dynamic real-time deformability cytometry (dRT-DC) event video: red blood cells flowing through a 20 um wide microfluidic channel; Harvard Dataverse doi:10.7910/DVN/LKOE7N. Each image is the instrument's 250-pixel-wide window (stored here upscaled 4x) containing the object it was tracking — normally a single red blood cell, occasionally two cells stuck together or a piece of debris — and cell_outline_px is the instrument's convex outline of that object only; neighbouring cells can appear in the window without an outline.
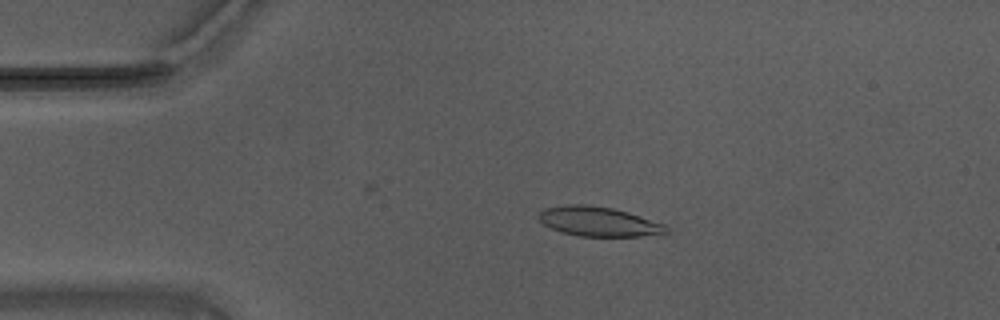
{"species": "Egyptian fruit bat (a non-hibernating species)", "species_latin": "Rousettus aegyptiacus", "temperature_condition": "warm", "stored_images_in_passage": 45, "camera_frame_rate_fps": 3000, "um_per_image_px": 0.085, "animal": {"sex": "male"}, "frame": {"image": 1, "passage_image": 11, "time_ms": 3.333, "image_size_px": [1000, 320], "cell_outline_px": [[668, 232], [640, 236], [576, 236], [560, 232], [544, 224], [536, 216], [544, 208], [568, 204], [584, 204], [612, 208], [628, 212], [664, 224], [668, 228]], "centroid_in_image_um": [50.83, 18.83], "position_along_channel_um": 34.2, "area_um2": 21.85}}
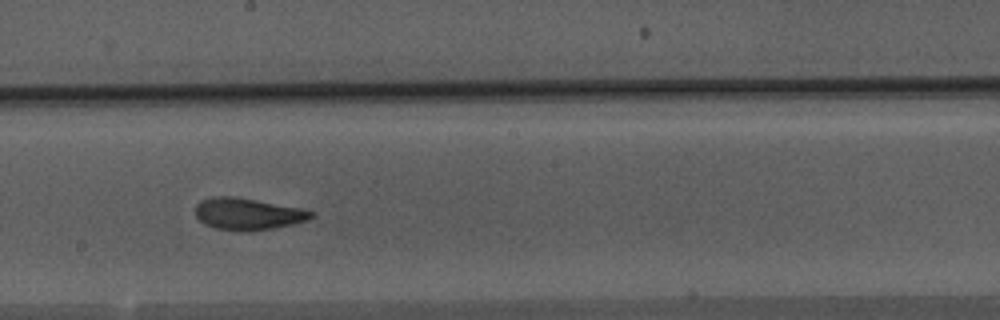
{"frame": {"image": 2, "passage_image": 30, "time_ms": 9.667, "image_size_px": [1000, 320], "cell_outline_px": [[312, 216], [308, 220], [292, 224], [252, 232], [248, 232], [216, 228], [204, 224], [196, 216], [196, 204], [200, 200], [216, 196], [232, 196], [304, 208], [312, 212]], "centroid_in_image_um": [21.05, 18.18], "position_along_channel_um": 227.1, "area_um2": 21.44}}
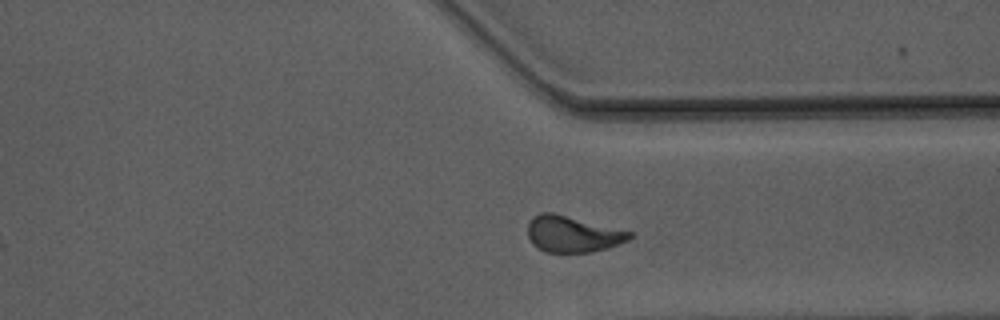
{"frame": {"image": 3, "passage_image": 41, "time_ms": 13.333, "image_size_px": [1000, 320], "cell_outline_px": [[632, 236], [628, 240], [608, 248], [592, 252], [544, 252], [536, 248], [532, 244], [528, 236], [528, 224], [532, 216], [540, 212], [552, 212], [632, 232]], "centroid_in_image_um": [48.63, 19.9], "position_along_channel_um": 362.8, "area_um2": 21.5}, "authors_computed_cell_mechanics": {"area_um2": 21.7328, "velocity_mm_per_s": 3.7005, "shape_relaxation_time_tau1_ms": 4.1174, "shape_relaxation_time_tau2_ms": 1.6988, "deformation_change_tau1": 0.1762, "deformation_change_tau2": 0.0914}}